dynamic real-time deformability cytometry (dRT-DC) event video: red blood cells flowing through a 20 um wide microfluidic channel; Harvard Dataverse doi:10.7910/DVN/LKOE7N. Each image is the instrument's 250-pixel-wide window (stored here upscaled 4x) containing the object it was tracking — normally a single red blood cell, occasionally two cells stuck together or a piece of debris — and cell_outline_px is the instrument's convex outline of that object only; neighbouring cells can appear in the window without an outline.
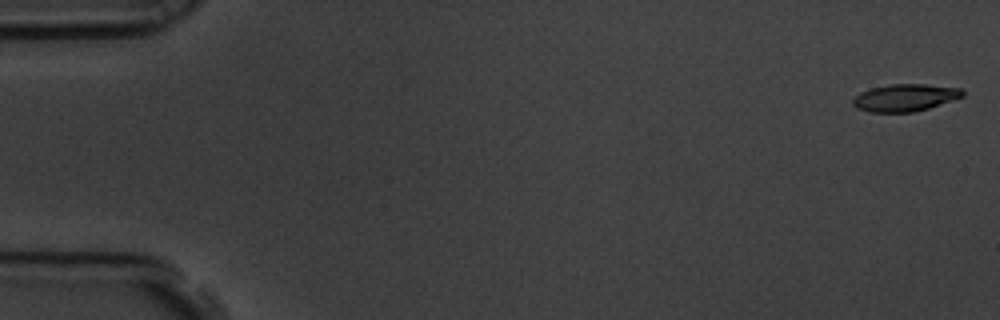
{"species": "common noctule bat (a hibernating species)", "species_latin": "Nyctalus noctula", "temperature_condition": "room temperature", "stored_images_in_passage": 6, "segment_of_instrument_passage": [1, 2], "camera_frame_rate_fps": 3000, "um_per_image_px": 0.085, "animal": {"sex": "male", "body_mass_g": 19.5, "forearm_length_mm": 54.6}, "frame": {"image": 1, "passage_image": 1, "time_ms": 0.0, "image_size_px": [1000, 320], "cell_outline_px": [[964, 96], [928, 108], [912, 112], [868, 112], [856, 108], [852, 104], [852, 100], [860, 92], [872, 88], [892, 84], [924, 84], [960, 88], [964, 92]], "centroid_in_image_um": [76.9, 8.3], "position_along_channel_um": 8.1, "area_um2": 17.28}}